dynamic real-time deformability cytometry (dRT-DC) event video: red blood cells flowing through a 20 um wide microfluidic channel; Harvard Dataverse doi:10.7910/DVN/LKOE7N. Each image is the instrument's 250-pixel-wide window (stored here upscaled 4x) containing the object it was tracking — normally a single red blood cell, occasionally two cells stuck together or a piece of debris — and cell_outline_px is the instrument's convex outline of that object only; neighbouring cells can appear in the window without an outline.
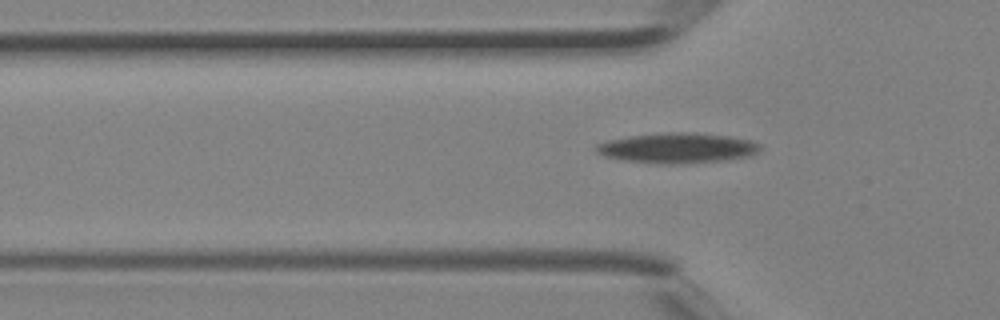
{"species": "Egyptian fruit bat (a non-hibernating species)", "species_latin": "Rousettus aegyptiacus", "temperature_condition": "room temperature", "stored_images_in_passage": 2, "camera_frame_rate_fps": 3000, "um_per_image_px": 0.085, "animal": {"sex": "female"}, "frame": {"image": 1, "passage_image": 2, "time_ms": 0.333, "image_size_px": [1000, 320], "cell_outline_px": [[760, 148], [756, 152], [748, 156], [724, 160], [676, 164], [656, 164], [624, 160], [604, 156], [596, 152], [596, 144], [608, 140], [628, 136], [668, 132], [692, 132], [728, 136], [752, 140], [760, 144]], "centroid_in_image_um": [57.55, 12.58], "position_along_channel_um": 68.2, "area_um2": 28.84}}